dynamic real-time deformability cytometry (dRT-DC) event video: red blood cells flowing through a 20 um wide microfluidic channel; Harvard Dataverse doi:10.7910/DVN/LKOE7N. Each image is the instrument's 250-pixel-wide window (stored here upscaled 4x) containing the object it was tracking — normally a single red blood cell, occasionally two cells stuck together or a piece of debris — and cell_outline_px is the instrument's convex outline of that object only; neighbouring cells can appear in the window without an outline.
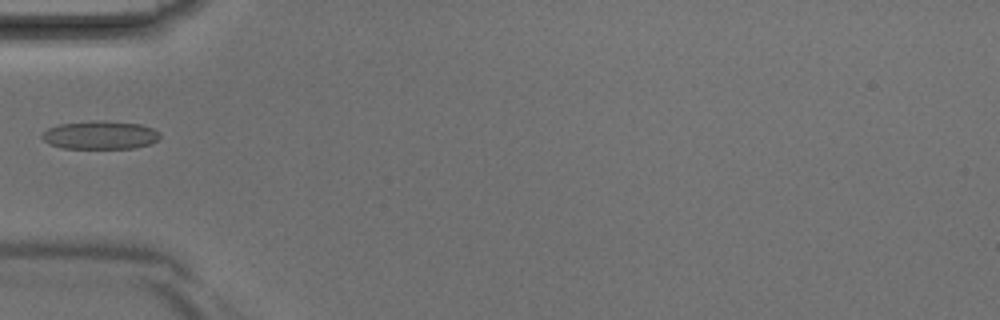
{"species": "Egyptian fruit bat (a non-hibernating species)", "species_latin": "Rousettus aegyptiacus", "temperature_condition": "room temperature", "stored_images_in_passage": 28, "camera_frame_rate_fps": 3000, "um_per_image_px": 0.085, "animal": {"sex": "male"}, "frame": {"image": 1, "passage_image": 1, "time_ms": 0.0, "image_size_px": [1000, 320], "cell_outline_px": [[160, 136], [152, 144], [136, 148], [60, 148], [48, 144], [40, 136], [48, 128], [60, 124], [100, 120], [104, 120], [140, 124], [152, 128], [160, 132]], "centroid_in_image_um": [8.52, 11.48], "position_along_channel_um": 76.5, "area_um2": 19.54}}
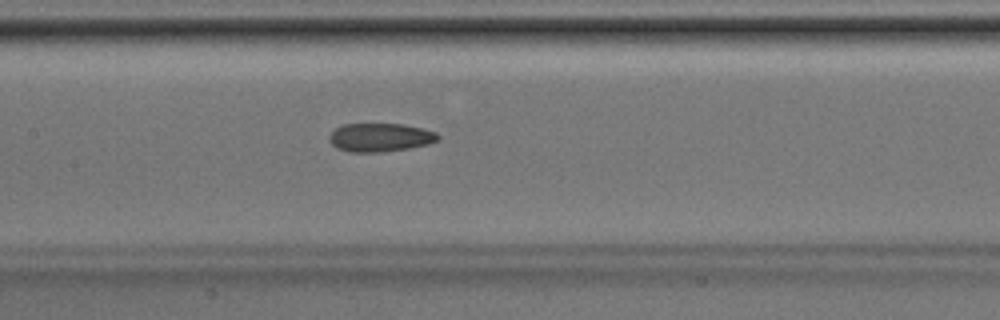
{"frame": {"image": 2, "passage_image": 7, "time_ms": 2.0, "image_size_px": [1000, 320], "cell_outline_px": [[440, 136], [436, 140], [428, 144], [408, 148], [380, 152], [348, 152], [336, 148], [328, 140], [328, 136], [336, 128], [344, 124], [404, 124], [436, 132]], "centroid_in_image_um": [32.27, 11.68], "position_along_channel_um": 175.1, "area_um2": 17.98}}
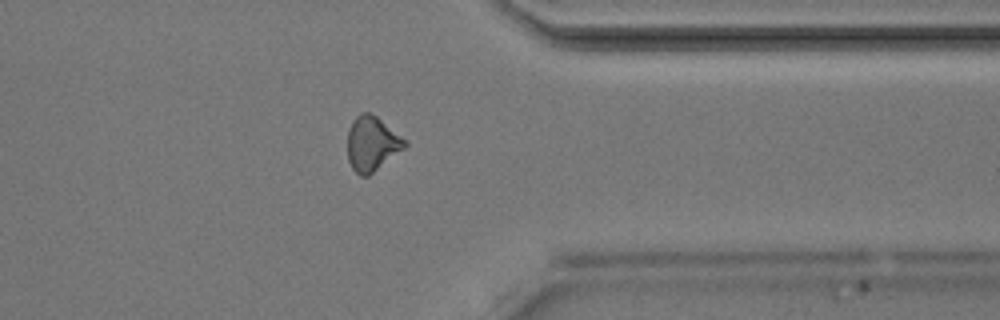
{"frame": {"image": 3, "passage_image": 20, "time_ms": 6.333, "image_size_px": [1000, 320], "cell_outline_px": [[408, 144], [404, 148], [368, 176], [360, 176], [352, 168], [348, 160], [348, 128], [352, 120], [360, 112], [368, 112], [376, 116], [400, 136]], "centroid_in_image_um": [31.57, 12.21], "position_along_channel_um": 379.8, "area_um2": 17.92}}